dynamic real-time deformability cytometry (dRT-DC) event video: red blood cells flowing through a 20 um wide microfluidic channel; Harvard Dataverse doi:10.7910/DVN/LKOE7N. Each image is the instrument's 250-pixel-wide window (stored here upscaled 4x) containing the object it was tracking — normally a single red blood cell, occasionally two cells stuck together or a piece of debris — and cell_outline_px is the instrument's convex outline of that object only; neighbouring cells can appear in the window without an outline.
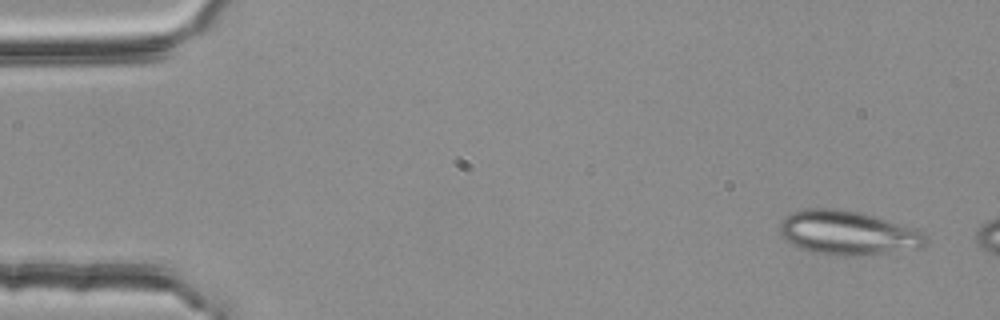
{"species": "common noctule bat (a hibernating species)", "species_latin": "Nyctalus noctula", "temperature_condition": "room temperature", "stored_images_in_passage": 2, "camera_frame_rate_fps": 3000, "um_per_image_px": 0.085, "animal": {"sex": "female", "body_mass_g": 25.1}, "frame": {"image": 1, "passage_image": 1, "time_ms": 0.0, "image_size_px": [1000, 320], "cell_outline_px": [[928, 244], [920, 248], [888, 252], [852, 256], [820, 252], [800, 248], [792, 244], [780, 236], [780, 224], [784, 216], [792, 212], [804, 208], [836, 208], [864, 212], [916, 228], [924, 232], [928, 240]], "centroid_in_image_um": [72.1, 19.75], "position_along_channel_um": 12.9, "area_um2": 37.69}}